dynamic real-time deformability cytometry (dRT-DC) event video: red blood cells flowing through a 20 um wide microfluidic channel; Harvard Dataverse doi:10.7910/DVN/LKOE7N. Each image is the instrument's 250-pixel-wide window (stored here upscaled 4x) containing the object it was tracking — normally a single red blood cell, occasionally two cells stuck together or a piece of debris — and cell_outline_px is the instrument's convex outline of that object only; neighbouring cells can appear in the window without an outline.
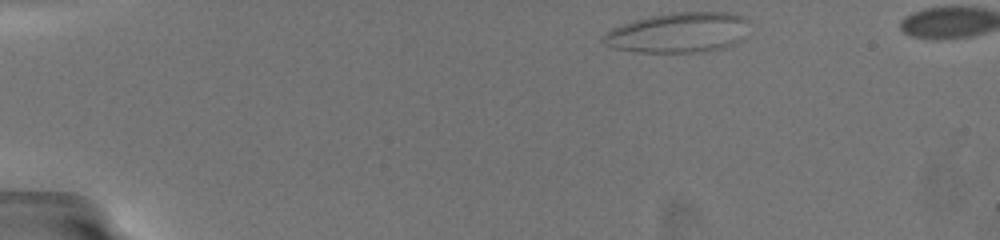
{"species": "common noctule bat (a hibernating species)", "species_latin": "Nyctalus noctula", "temperature_condition": "warm", "stored_images_in_passage": 2, "camera_frame_rate_fps": 3000, "um_per_image_px": 0.085, "animal": {"sex": "female", "body_mass_g": 19.5, "forearm_length_mm": 54.1}, "frame": {"image": 1, "passage_image": 1, "time_ms": 0.0, "image_size_px": [1000, 240], "cell_outline_px": [[748, 20], [740, 40], [724, 48], [708, 52], [636, 52], [616, 48], [604, 44], [604, 36], [612, 28], [632, 20], [648, 16], [668, 12], [732, 12], [744, 16]], "centroid_in_image_um": [57.67, 2.76], "position_along_channel_um": 27.3, "area_um2": 34.16}}